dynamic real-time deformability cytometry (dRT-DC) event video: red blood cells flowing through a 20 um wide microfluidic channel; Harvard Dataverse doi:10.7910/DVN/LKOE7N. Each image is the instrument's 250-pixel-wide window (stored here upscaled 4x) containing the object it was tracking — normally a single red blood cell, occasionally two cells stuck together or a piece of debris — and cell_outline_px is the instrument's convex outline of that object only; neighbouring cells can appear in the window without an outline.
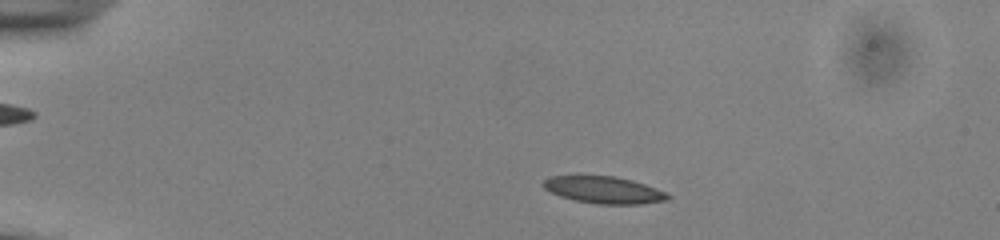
{"species": "common noctule bat (a hibernating species)", "species_latin": "Nyctalus noctula", "temperature_condition": "cold", "stored_images_in_passage": 49, "camera_frame_rate_fps": 3000, "um_per_image_px": 0.085, "animal": {"sex": "male", "body_mass_g": 13.0, "forearm_length_mm": 53.1}, "frame": {"image": 1, "passage_image": 7, "time_ms": 2.0, "image_size_px": [1000, 240], "cell_outline_px": [[672, 196], [668, 200], [640, 204], [596, 204], [576, 200], [560, 196], [544, 188], [540, 184], [548, 176], [616, 176], [632, 180], [656, 188]], "centroid_in_image_um": [51.32, 16.14], "position_along_channel_um": 33.7, "area_um2": 19.54}}
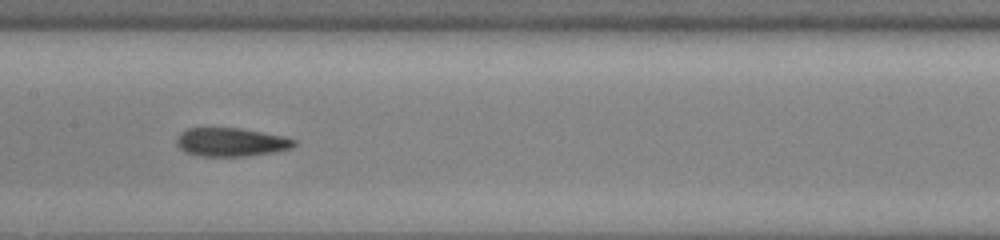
{"frame": {"image": 2, "passage_image": 24, "time_ms": 7.667, "image_size_px": [1000, 240], "cell_outline_px": [[296, 144], [292, 148], [272, 152], [248, 156], [200, 156], [184, 152], [176, 144], [176, 140], [180, 132], [188, 128], [240, 128], [284, 136], [296, 140]], "centroid_in_image_um": [19.63, 12.08], "position_along_channel_um": 187.8, "area_um2": 19.59}}
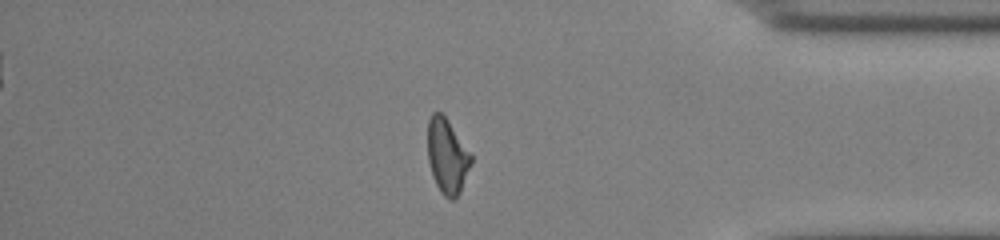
{"frame": {"image": 3, "passage_image": 42, "time_ms": 13.667, "image_size_px": [1000, 240], "cell_outline_px": [[472, 164], [460, 192], [456, 200], [448, 200], [440, 192], [432, 176], [428, 160], [428, 120], [432, 112], [440, 112], [448, 120], [472, 156]], "centroid_in_image_um": [38.01, 13.31], "position_along_channel_um": 397.2, "area_um2": 19.02}, "authors_computed_cell_mechanics": {"area_um2": 19.7098, "velocity_mm_per_s": 3.8665, "shape_relaxation_time_tau1_ms": 6.8862, "shape_relaxation_time_tau2_ms": 3.012, "deformation_change_tau1": 0.1795, "deformation_change_tau2": 0.1133}}